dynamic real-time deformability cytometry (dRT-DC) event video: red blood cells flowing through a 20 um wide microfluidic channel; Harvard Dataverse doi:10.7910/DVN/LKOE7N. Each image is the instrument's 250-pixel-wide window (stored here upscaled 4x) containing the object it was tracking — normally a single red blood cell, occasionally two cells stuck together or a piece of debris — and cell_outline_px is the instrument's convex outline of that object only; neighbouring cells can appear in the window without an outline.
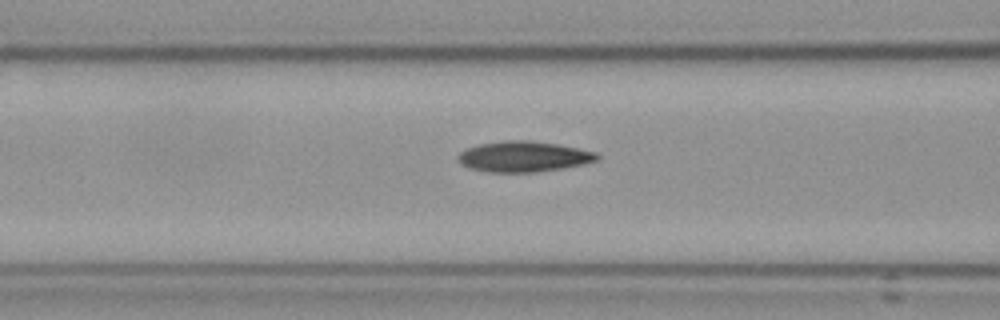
{"species": "Egyptian fruit bat (a non-hibernating species)", "species_latin": "Rousettus aegyptiacus", "temperature_condition": "cold", "stored_images_in_passage": 7, "camera_frame_rate_fps": 3000, "um_per_image_px": 0.085, "frame": {"image": 1, "passage_image": 7, "time_ms": 7.667, "image_size_px": [1000, 320], "cell_outline_px": [[600, 160], [584, 164], [560, 168], [532, 172], [488, 172], [472, 168], [460, 164], [456, 156], [464, 148], [476, 144], [504, 140], [532, 140], [560, 144], [596, 152], [600, 156]], "centroid_in_image_um": [44.49, 13.29], "position_along_channel_um": 122.1, "area_um2": 25.09}}